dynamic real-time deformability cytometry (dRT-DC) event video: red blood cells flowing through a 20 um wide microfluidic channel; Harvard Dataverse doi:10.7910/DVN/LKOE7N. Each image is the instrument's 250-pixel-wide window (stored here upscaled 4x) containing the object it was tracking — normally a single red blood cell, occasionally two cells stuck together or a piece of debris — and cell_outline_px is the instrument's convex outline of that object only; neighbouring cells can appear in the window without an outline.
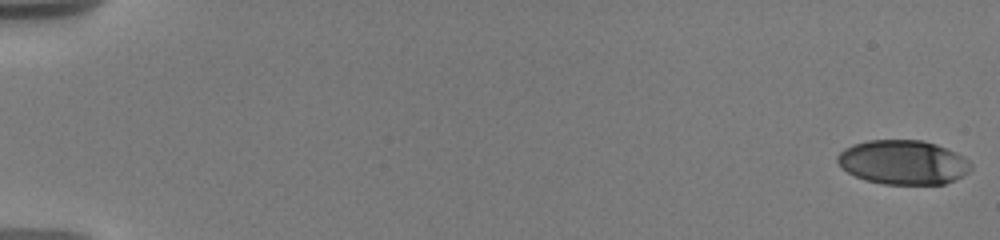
{"species": "human", "species_latin": "Homo sapiens", "temperature_condition": "warm", "stored_images_in_passage": 19, "camera_frame_rate_fps": 3000, "um_per_image_px": 0.085, "donor": {"sex": "male"}, "frame": {"image": 1, "passage_image": 1, "time_ms": 0.0, "image_size_px": [1000, 240], "cell_outline_px": [[972, 168], [968, 172], [956, 180], [944, 184], [884, 184], [864, 180], [840, 168], [836, 160], [836, 156], [844, 148], [852, 144], [868, 140], [920, 140], [936, 144], [956, 152], [964, 156], [972, 164]], "centroid_in_image_um": [76.75, 13.79], "position_along_channel_um": 8.2, "area_um2": 34.74}}
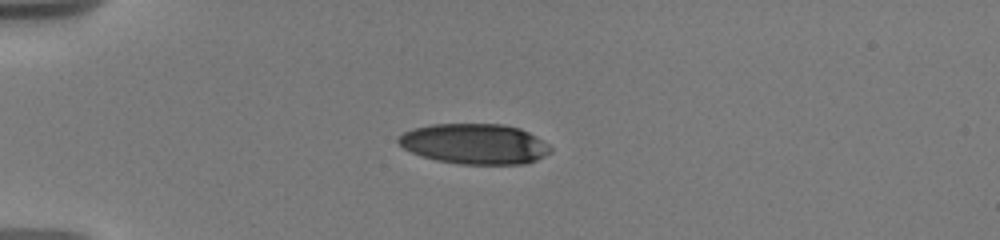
{"frame": {"image": 2, "passage_image": 12, "time_ms": 5.0, "image_size_px": [1000, 240], "cell_outline_px": [[552, 152], [528, 164], [460, 164], [436, 160], [420, 156], [404, 148], [396, 140], [404, 132], [416, 128], [432, 124], [504, 124], [520, 128], [536, 136], [548, 144], [552, 148]], "centroid_in_image_um": [40.38, 12.24], "position_along_channel_um": 44.6, "area_um2": 35.84}}